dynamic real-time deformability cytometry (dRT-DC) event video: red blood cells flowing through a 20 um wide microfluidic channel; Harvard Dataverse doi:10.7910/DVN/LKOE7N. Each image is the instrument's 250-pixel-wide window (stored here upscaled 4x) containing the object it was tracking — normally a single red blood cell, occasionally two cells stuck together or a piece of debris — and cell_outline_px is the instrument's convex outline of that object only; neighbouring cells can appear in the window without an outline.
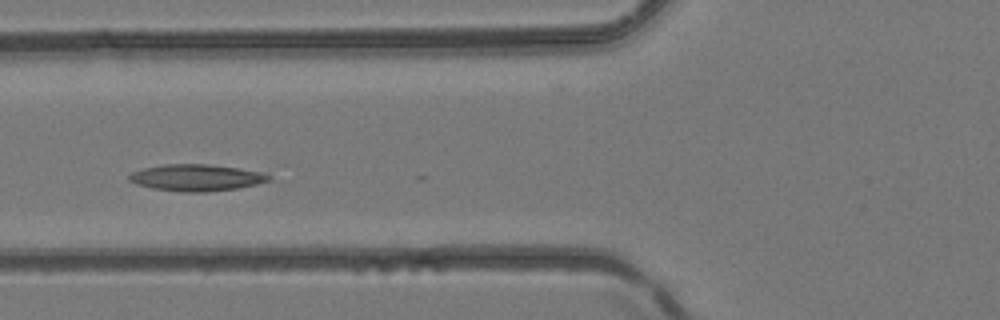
{"species": "common noctule bat (a hibernating species)", "species_latin": "Nyctalus noctula", "temperature_condition": "room temperature", "stored_images_in_passage": 2, "camera_frame_rate_fps": 3000, "um_per_image_px": 0.085, "animal": {"sex": "female", "body_mass_g": 24.6, "forearm_length_mm": 56.2}, "frame": {"image": 1, "passage_image": 2, "time_ms": 0.333, "image_size_px": [1000, 320], "cell_outline_px": [[272, 180], [256, 184], [236, 188], [208, 192], [180, 192], [152, 188], [136, 184], [128, 180], [128, 176], [132, 172], [140, 168], [164, 164], [208, 164], [240, 168], [260, 172], [272, 176]], "centroid_in_image_um": [16.66, 15.1], "position_along_channel_um": 109.1, "area_um2": 21.85}}